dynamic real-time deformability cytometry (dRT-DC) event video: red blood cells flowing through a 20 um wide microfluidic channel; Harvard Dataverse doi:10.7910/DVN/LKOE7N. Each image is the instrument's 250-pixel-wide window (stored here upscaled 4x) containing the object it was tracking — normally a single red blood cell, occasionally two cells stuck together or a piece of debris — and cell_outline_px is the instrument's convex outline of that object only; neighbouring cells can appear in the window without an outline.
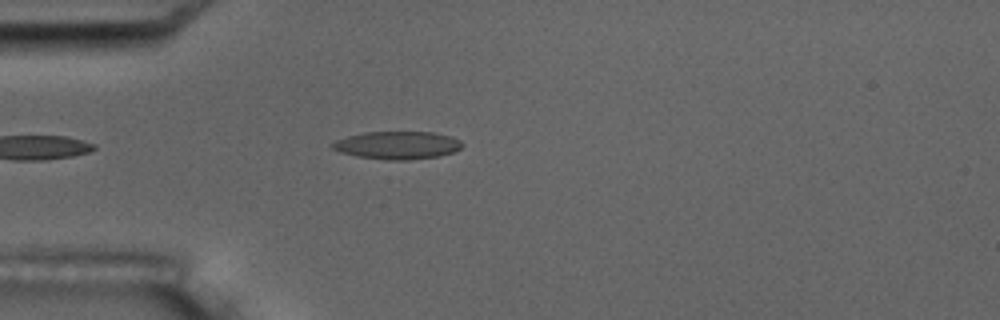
{"species": "common noctule bat (a hibernating species)", "species_latin": "Nyctalus noctula", "temperature_condition": "room temperature", "stored_images_in_passage": 5, "camera_frame_rate_fps": 3000, "um_per_image_px": 0.085, "animal": {"sex": "male", "body_mass_g": 17.5, "forearm_length_mm": 52.3}, "frame": {"image": 1, "passage_image": 5, "time_ms": 4.333, "image_size_px": [1000, 320], "cell_outline_px": [[464, 144], [460, 148], [452, 152], [440, 156], [408, 160], [384, 160], [356, 156], [340, 152], [332, 148], [328, 144], [336, 140], [348, 136], [364, 132], [436, 132], [452, 136], [460, 140]], "centroid_in_image_um": [33.77, 12.34], "position_along_channel_um": 51.2, "area_um2": 21.27}}